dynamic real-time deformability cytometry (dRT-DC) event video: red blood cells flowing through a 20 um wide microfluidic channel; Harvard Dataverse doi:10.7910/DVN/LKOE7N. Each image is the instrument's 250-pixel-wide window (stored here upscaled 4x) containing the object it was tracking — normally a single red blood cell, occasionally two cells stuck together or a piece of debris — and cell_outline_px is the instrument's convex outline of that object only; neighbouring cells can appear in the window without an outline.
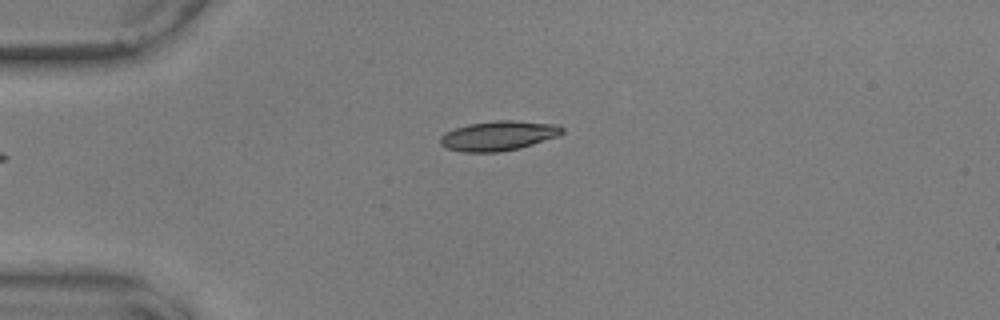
{"species": "common noctule bat (a hibernating species)", "species_latin": "Nyctalus noctula", "temperature_condition": "warm", "stored_images_in_passage": 38, "camera_frame_rate_fps": 3000, "um_per_image_px": 0.085, "animal": {"sex": "male", "body_mass_g": 17.9, "forearm_length_mm": 54.2}, "frame": {"image": 1, "passage_image": 1, "time_ms": 0.0, "image_size_px": [1000, 320], "cell_outline_px": [[564, 132], [560, 136], [520, 148], [500, 152], [464, 152], [448, 148], [440, 144], [440, 136], [444, 132], [468, 124], [496, 120], [516, 120], [556, 124], [564, 128]], "centroid_in_image_um": [42.4, 11.53], "position_along_channel_um": 42.6, "area_um2": 21.27}}
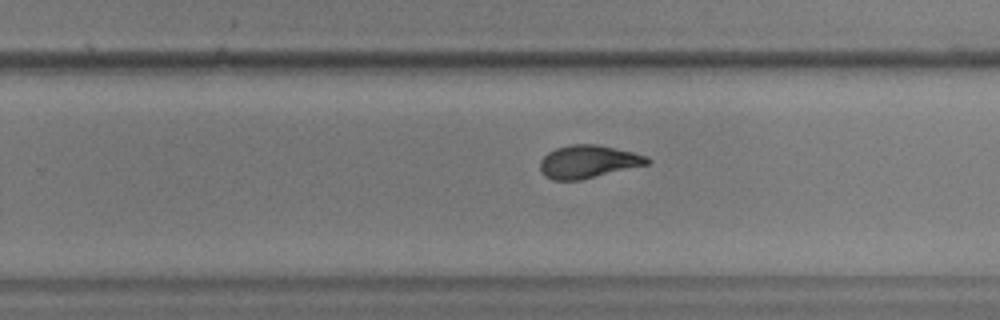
{"frame": {"image": 2, "passage_image": 23, "time_ms": 7.333, "image_size_px": [1000, 320], "cell_outline_px": [[652, 160], [648, 164], [580, 180], [552, 180], [544, 176], [540, 172], [540, 160], [548, 152], [556, 148], [572, 144], [596, 144], [632, 152], [644, 156]], "centroid_in_image_um": [49.94, 13.75], "position_along_channel_um": 279.9, "area_um2": 20.4}}
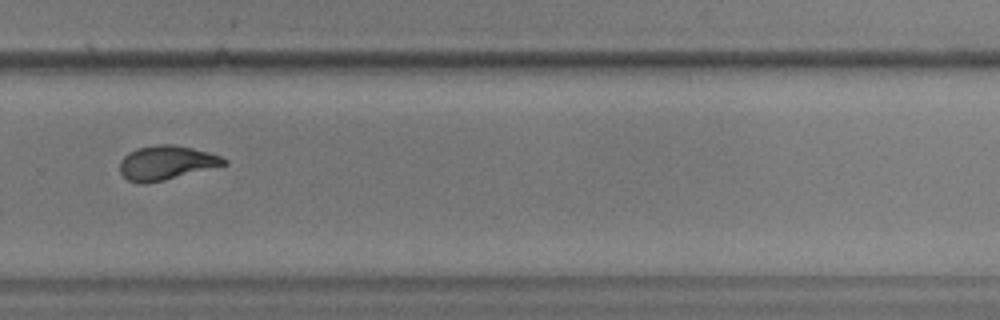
{"frame": {"image": 3, "passage_image": 26, "time_ms": 8.333, "image_size_px": [1000, 320], "cell_outline_px": [[228, 164], [164, 180], [144, 184], [140, 184], [128, 180], [120, 172], [120, 160], [128, 152], [136, 148], [160, 144], [172, 144], [192, 148], [208, 152], [220, 156], [228, 160]], "centroid_in_image_um": [14.12, 13.83], "position_along_channel_um": 315.7, "area_um2": 20.69}, "authors_computed_cell_mechanics": {"area_um2": 20.9814, "velocity_mm_per_s": 3.5958, "shape_relaxation_time_tau1_ms": 6.2845, "shape_relaxation_time_tau2_ms": 1.6192, "deformation_change_tau1": 0.2104, "deformation_change_tau2": 0.0727}}